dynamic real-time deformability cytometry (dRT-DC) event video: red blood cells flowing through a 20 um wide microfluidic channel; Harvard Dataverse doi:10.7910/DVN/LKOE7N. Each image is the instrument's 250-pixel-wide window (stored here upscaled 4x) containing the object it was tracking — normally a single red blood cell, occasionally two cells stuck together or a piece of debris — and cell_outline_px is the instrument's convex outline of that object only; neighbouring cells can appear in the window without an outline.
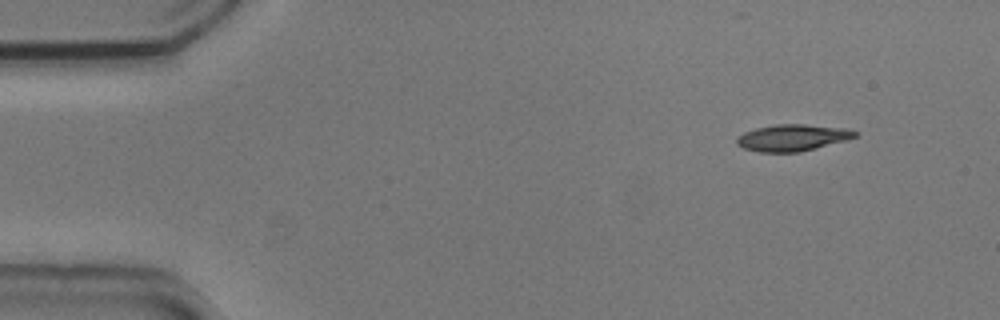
{"species": "common noctule bat (a hibernating species)", "species_latin": "Nyctalus noctula", "temperature_condition": "cold", "stored_images_in_passage": 50, "camera_frame_rate_fps": 3000, "um_per_image_px": 0.085, "animal": {"sex": "male", "body_mass_g": 20.5, "forearm_length_mm": 52.5}, "frame": {"image": 1, "passage_image": 1, "time_ms": 0.0, "image_size_px": [1000, 320], "cell_outline_px": [[860, 132], [856, 136], [848, 140], [800, 152], [760, 152], [744, 148], [736, 144], [736, 140], [744, 132], [756, 128], [776, 124], [804, 124], [844, 128]], "centroid_in_image_um": [67.39, 11.7], "position_along_channel_um": 17.6, "area_um2": 18.32}}
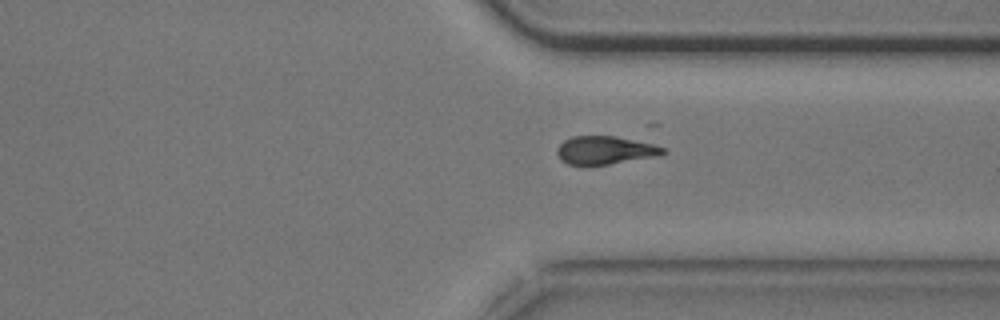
{"frame": {"image": 2, "passage_image": 36, "time_ms": 11.667, "image_size_px": [1000, 320], "cell_outline_px": [[668, 152], [652, 156], [608, 164], [584, 168], [568, 164], [560, 160], [556, 152], [556, 148], [564, 140], [572, 136], [616, 136], [652, 144], [668, 148]], "centroid_in_image_um": [51.35, 12.79], "position_along_channel_um": 360.1, "area_um2": 17.69}}
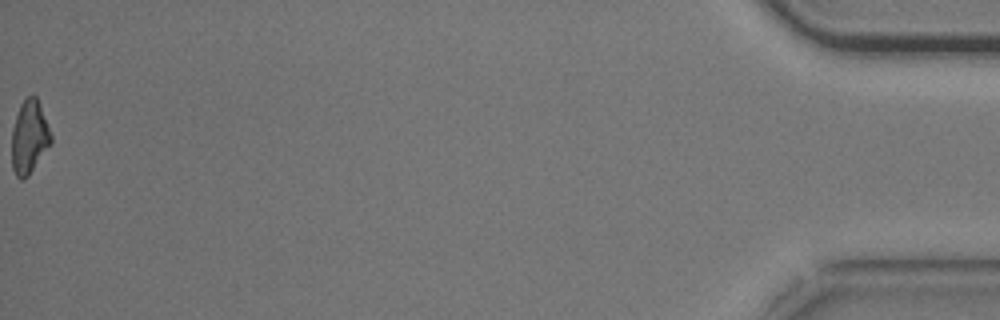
{"frame": {"image": 3, "passage_image": 50, "time_ms": 16.333, "image_size_px": [1000, 320], "cell_outline_px": [[52, 140], [28, 176], [24, 180], [20, 180], [16, 176], [12, 168], [12, 128], [20, 104], [28, 96], [36, 96], [52, 136]], "centroid_in_image_um": [2.46, 11.67], "position_along_channel_um": 432.7, "area_um2": 16.42}}